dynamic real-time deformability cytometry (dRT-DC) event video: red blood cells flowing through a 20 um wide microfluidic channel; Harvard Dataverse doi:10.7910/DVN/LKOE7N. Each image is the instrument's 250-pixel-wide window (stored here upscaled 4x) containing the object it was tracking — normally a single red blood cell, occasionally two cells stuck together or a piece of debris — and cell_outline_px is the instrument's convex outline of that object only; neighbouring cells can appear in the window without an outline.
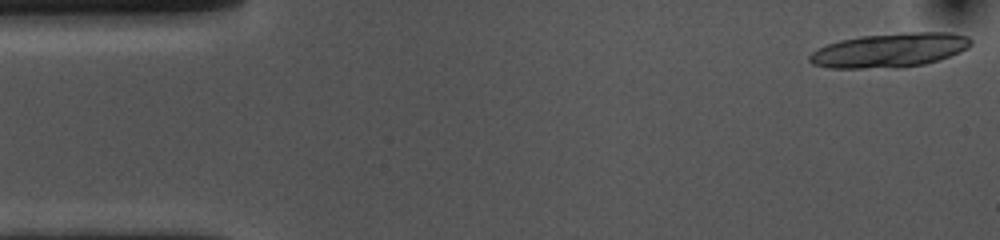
{"species": "common noctule bat (a hibernating species)", "species_latin": "Nyctalus noctula", "temperature_condition": "cold", "stored_images_in_passage": 16, "camera_frame_rate_fps": 3000, "um_per_image_px": 0.085, "animal": {"sex": "female", "body_mass_g": 10.0, "forearm_length_mm": 53.1}, "frame": {"image": 1, "passage_image": 1, "time_ms": 0.0, "image_size_px": [1000, 240], "cell_outline_px": [[972, 44], [968, 48], [960, 52], [940, 60], [924, 64], [900, 68], [828, 68], [812, 64], [808, 60], [808, 56], [812, 52], [828, 44], [840, 40], [860, 36], [900, 32], [952, 32], [968, 36], [972, 40]], "centroid_in_image_um": [75.66, 4.27], "position_along_channel_um": 9.3, "area_um2": 32.6}}